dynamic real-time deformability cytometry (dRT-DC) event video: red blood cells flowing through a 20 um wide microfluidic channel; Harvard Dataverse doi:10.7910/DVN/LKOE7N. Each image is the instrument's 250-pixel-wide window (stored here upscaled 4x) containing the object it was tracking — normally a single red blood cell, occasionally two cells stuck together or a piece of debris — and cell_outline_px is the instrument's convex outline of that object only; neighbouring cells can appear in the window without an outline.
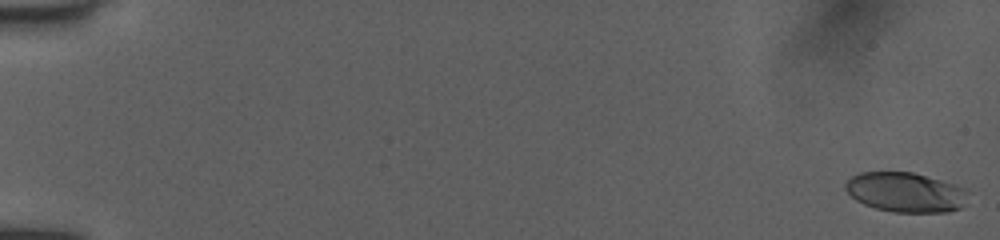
{"species": "human", "species_latin": "Homo sapiens", "temperature_condition": "room temperature", "stored_images_in_passage": 53, "camera_frame_rate_fps": 3000, "um_per_image_px": 0.085, "donor": {"sex": "female"}, "frame": {"image": 1, "passage_image": 1, "time_ms": 0.0, "image_size_px": [1000, 240], "cell_outline_px": [[968, 192], [960, 208], [948, 212], [896, 212], [876, 208], [864, 204], [856, 200], [844, 188], [844, 184], [852, 176], [860, 172], [912, 172], [956, 184], [968, 188]], "centroid_in_image_um": [76.98, 16.33], "position_along_channel_um": 8.0, "area_um2": 28.32}}
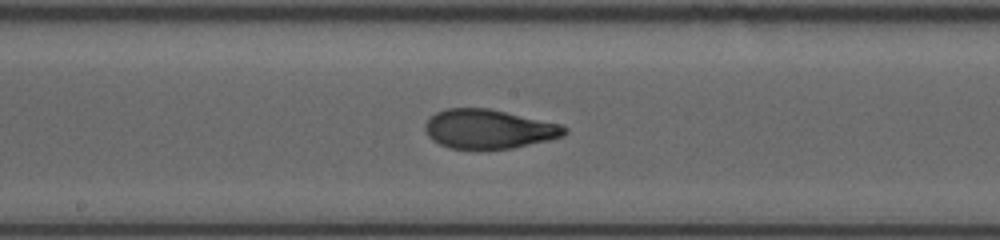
{"frame": {"image": 2, "passage_image": 30, "time_ms": 9.667, "image_size_px": [1000, 240], "cell_outline_px": [[568, 132], [560, 136], [548, 140], [512, 148], [448, 148], [432, 140], [428, 136], [424, 128], [424, 124], [436, 112], [448, 108], [488, 108], [560, 124], [568, 128]], "centroid_in_image_um": [41.52, 10.96], "position_along_channel_um": 206.7, "area_um2": 31.44}}
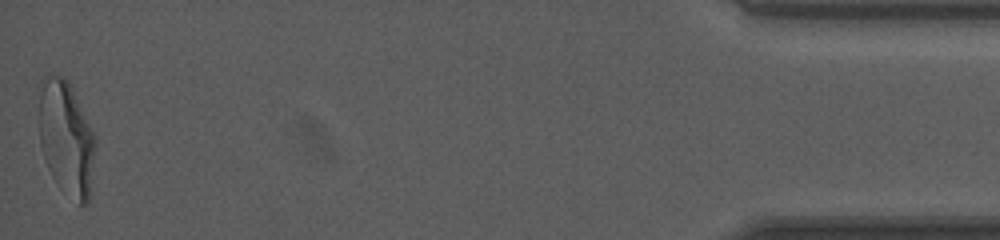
{"frame": {"image": 3, "passage_image": 53, "time_ms": 17.333, "image_size_px": [1000, 240], "cell_outline_px": [[96, 140], [88, 204], [80, 204], [52, 176], [48, 168], [40, 144], [40, 80], [48, 72], [60, 76], [68, 80], [96, 132]], "centroid_in_image_um": [5.65, 11.63], "position_along_channel_um": 429.5, "area_um2": 37.4}, "authors_computed_cell_mechanics": {"area_um2": 31.5588, "velocity_mm_per_s": 3.9985, "shape_relaxation_time_tau1_ms": 4.7271, "shape_relaxation_time_tau2_ms": 0.8137, "deformation_change_tau1": 0.2211, "deformation_change_tau2": 0.0741}}